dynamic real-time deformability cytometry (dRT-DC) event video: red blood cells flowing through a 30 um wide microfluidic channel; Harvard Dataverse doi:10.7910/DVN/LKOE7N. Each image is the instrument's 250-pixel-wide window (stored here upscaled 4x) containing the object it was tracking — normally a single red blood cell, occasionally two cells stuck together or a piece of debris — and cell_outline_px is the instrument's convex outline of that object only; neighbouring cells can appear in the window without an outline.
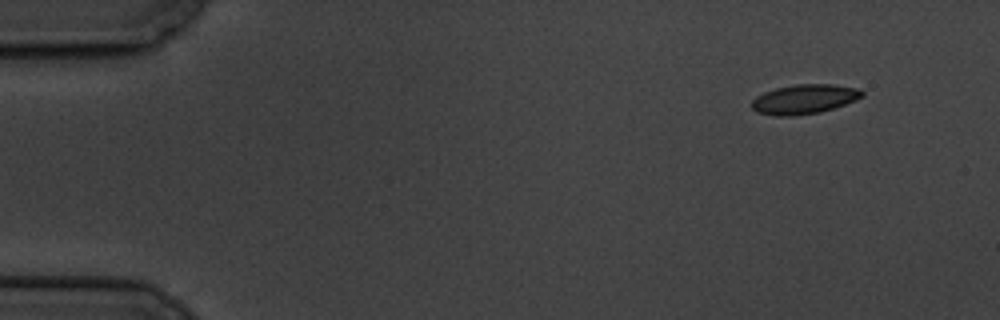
{"species": "common noctule bat (a hibernating species)", "species_latin": "Nyctalus noctula", "temperature_condition": "cold", "stored_images_in_passage": 9, "camera_frame_rate_fps": 3000, "um_per_image_px": 0.085, "animal": {"sex": "male", "body_mass_g": 19.5, "forearm_length_mm": 54.6}, "frame": {"image": 1, "passage_image": 1, "time_ms": 0.0, "image_size_px": [1000, 320], "cell_outline_px": [[864, 96], [856, 100], [820, 112], [788, 116], [776, 116], [756, 112], [752, 108], [752, 100], [756, 96], [764, 92], [776, 88], [796, 84], [832, 84], [860, 88], [864, 92]], "centroid_in_image_um": [68.37, 8.42], "position_along_channel_um": 16.6, "area_um2": 18.96}}
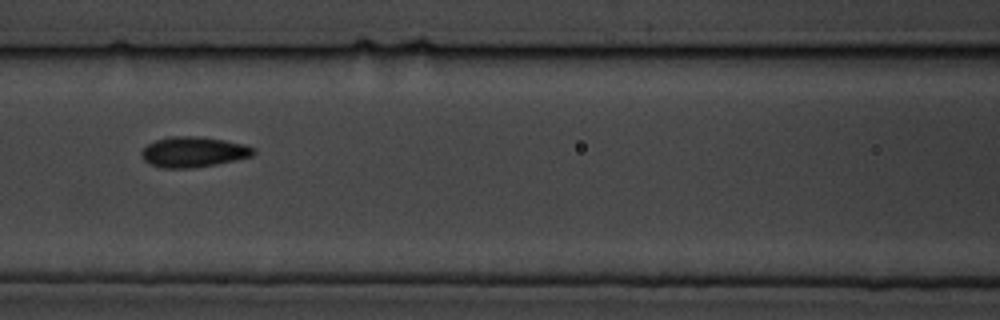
{"frame": {"image": 2, "passage_image": 7, "time_ms": 7.0, "image_size_px": [1000, 320], "cell_outline_px": [[256, 152], [252, 156], [236, 160], [216, 164], [192, 168], [160, 168], [148, 164], [140, 156], [140, 152], [148, 144], [156, 140], [172, 136], [196, 136], [224, 140], [244, 144], [256, 148]], "centroid_in_image_um": [16.43, 12.92], "position_along_channel_um": 150.2, "area_um2": 20.0}}
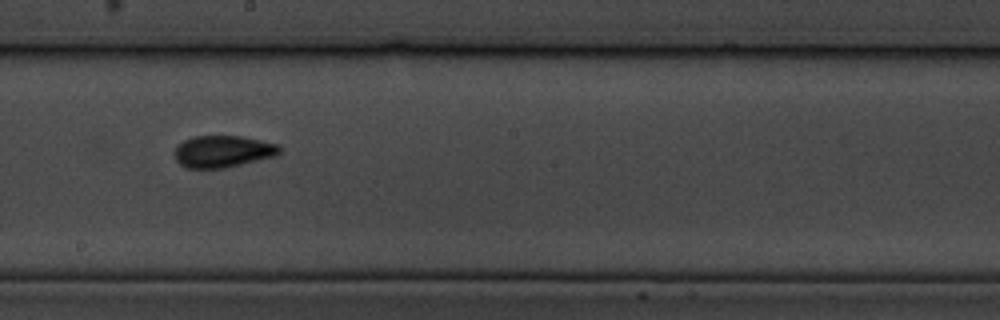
{"frame": {"image": 3, "passage_image": 9, "time_ms": 9.333, "image_size_px": [1000, 320], "cell_outline_px": [[280, 152], [276, 156], [224, 168], [184, 168], [176, 160], [172, 152], [176, 144], [192, 136], [240, 136], [260, 140], [276, 144], [280, 148]], "centroid_in_image_um": [18.87, 12.87], "position_along_channel_um": 229.3, "area_um2": 19.65}}